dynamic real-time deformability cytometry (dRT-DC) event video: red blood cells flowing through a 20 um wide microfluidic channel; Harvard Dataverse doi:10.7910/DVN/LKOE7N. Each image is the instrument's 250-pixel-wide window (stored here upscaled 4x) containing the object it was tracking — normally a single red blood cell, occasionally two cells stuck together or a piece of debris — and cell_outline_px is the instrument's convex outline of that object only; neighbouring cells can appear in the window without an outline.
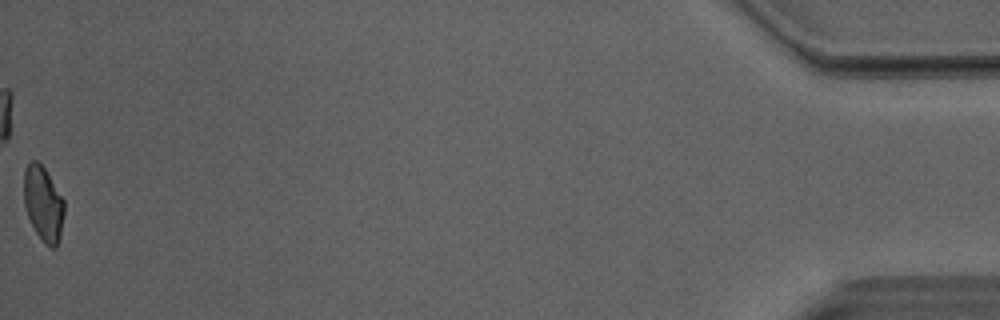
{"species": "Egyptian fruit bat (a non-hibernating species)", "species_latin": "Rousettus aegyptiacus", "temperature_condition": "room temperature", "stored_images_in_passage": 49, "camera_frame_rate_fps": 3000, "um_per_image_px": 0.085, "animal": {"sex": "male"}, "frame": {"image": 1, "passage_image": 49, "time_ms": 16.0, "image_size_px": [1000, 320], "cell_outline_px": [[64, 212], [60, 236], [56, 248], [48, 248], [44, 244], [36, 232], [28, 216], [24, 204], [24, 172], [28, 164], [32, 160], [36, 160], [44, 168], [64, 200]], "centroid_in_image_um": [3.68, 17.35], "position_along_channel_um": 431.5, "area_um2": 17.46}, "authors_computed_cell_mechanics": {"area_um2": 18.9006, "velocity_mm_per_s": 4.0857, "shape_relaxation_time_tau1_ms": 7.0336, "shape_relaxation_time_tau2_ms": 1.8052, "deformation_change_tau1": 0.1367, "deformation_change_tau2": 0.0704}}